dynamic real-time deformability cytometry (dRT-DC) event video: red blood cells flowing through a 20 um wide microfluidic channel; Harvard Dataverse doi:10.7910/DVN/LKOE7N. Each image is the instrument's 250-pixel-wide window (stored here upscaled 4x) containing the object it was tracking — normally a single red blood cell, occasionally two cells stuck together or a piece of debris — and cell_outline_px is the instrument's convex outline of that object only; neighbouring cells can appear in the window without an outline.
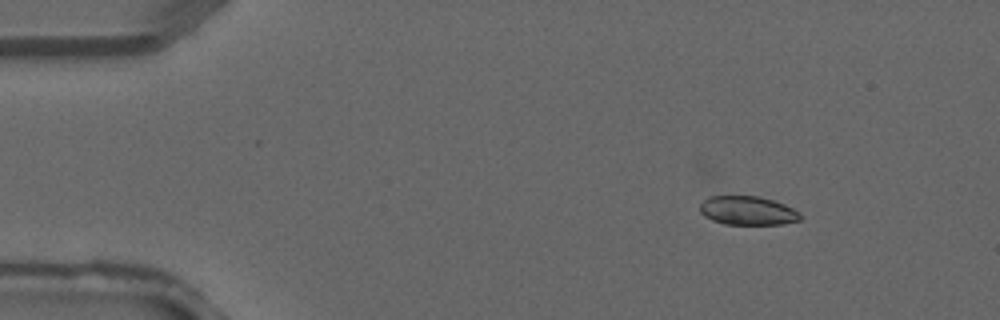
{"species": "common noctule bat (a hibernating species)", "species_latin": "Nyctalus noctula", "temperature_condition": "warm", "stored_images_in_passage": 3, "camera_frame_rate_fps": 3000, "um_per_image_px": 0.085, "animal": {"sex": "male", "forearm_length_mm": 52.5}, "frame": {"image": 1, "passage_image": 3, "time_ms": 0.667, "image_size_px": [1000, 320], "cell_outline_px": [[800, 220], [784, 224], [724, 224], [712, 220], [704, 216], [700, 212], [700, 204], [708, 196], [760, 196], [784, 204], [800, 212]], "centroid_in_image_um": [63.54, 17.9], "position_along_channel_um": 21.5, "area_um2": 16.88}}